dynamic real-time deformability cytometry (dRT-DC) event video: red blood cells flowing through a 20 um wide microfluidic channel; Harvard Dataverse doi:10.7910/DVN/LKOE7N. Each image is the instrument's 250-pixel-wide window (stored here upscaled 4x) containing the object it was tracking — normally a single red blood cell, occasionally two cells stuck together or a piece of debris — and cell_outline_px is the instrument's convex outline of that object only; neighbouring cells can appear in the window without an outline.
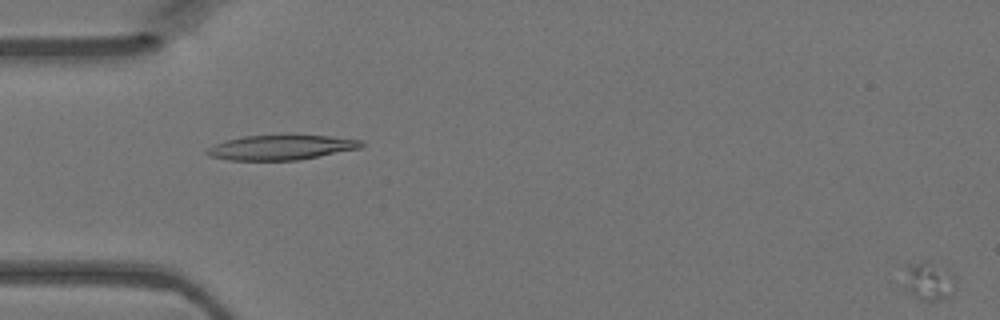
{"species": "Egyptian fruit bat (a non-hibernating species)", "species_latin": "Rousettus aegyptiacus", "temperature_condition": "warm", "stored_images_in_passage": 50, "segment_of_instrument_passage": [1, 2], "camera_frame_rate_fps": 3000, "um_per_image_px": 0.085, "animal": {"sex": "female"}, "frame": {"image": 1, "passage_image": 1, "time_ms": 0.0, "image_size_px": [1000, 320], "cell_outline_px": [[956, 288], [944, 300], [920, 300], [908, 288], [908, 268], [920, 260], [924, 260], [952, 272], [956, 280]], "centroid_in_image_um": [79.09, 23.91], "position_along_channel_um": 5.9, "area_um2": 10.81}}